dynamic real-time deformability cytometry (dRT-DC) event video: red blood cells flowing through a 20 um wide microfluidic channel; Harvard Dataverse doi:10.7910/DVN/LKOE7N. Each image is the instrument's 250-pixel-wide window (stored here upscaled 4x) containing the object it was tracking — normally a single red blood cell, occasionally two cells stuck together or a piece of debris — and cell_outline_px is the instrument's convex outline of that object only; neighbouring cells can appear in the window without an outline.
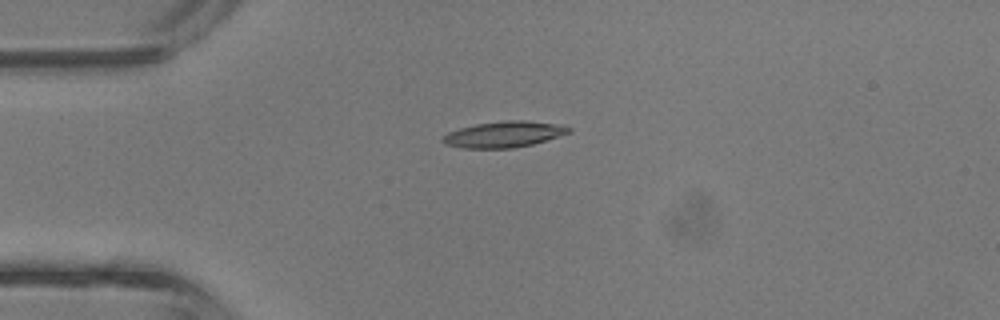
{"species": "common noctule bat (a hibernating species)", "species_latin": "Nyctalus noctula", "temperature_condition": "room temperature", "stored_images_in_passage": 3, "camera_frame_rate_fps": 3000, "um_per_image_px": 0.085, "animal": {"sex": "male", "body_mass_g": 13.3}, "frame": {"image": 1, "passage_image": 3, "time_ms": 0.667, "image_size_px": [1000, 320], "cell_outline_px": [[572, 132], [532, 144], [512, 148], [464, 148], [444, 144], [440, 140], [448, 132], [460, 128], [476, 124], [508, 120], [524, 120], [564, 124], [572, 128]], "centroid_in_image_um": [42.87, 11.41], "position_along_channel_um": 42.1, "area_um2": 19.19}}